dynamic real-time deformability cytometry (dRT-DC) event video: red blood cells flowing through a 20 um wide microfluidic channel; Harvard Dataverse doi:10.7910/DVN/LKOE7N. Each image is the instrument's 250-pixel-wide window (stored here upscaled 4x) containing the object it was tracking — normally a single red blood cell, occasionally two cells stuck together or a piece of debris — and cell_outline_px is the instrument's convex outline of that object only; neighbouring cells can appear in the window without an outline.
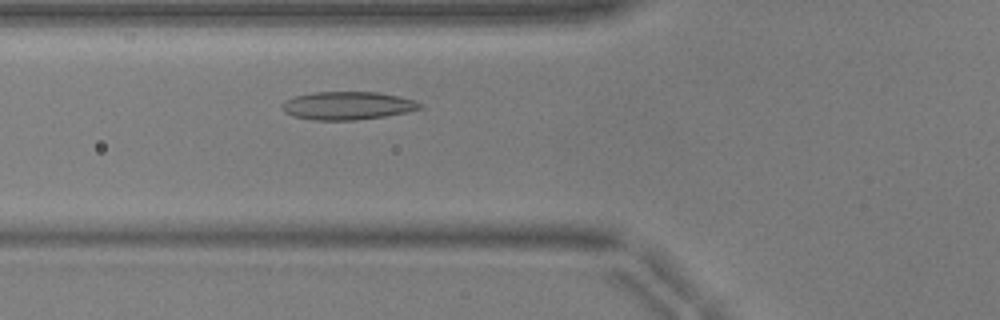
{"species": "common noctule bat (a hibernating species)", "species_latin": "Nyctalus noctula", "temperature_condition": "warm", "stored_images_in_passage": 44, "camera_frame_rate_fps": 3000, "um_per_image_px": 0.085, "animal": {"sex": "male", "body_mass_g": 17.9, "forearm_length_mm": 54.2}, "frame": {"image": 1, "passage_image": 12, "time_ms": 3.667, "image_size_px": [1000, 320], "cell_outline_px": [[424, 108], [384, 116], [356, 120], [312, 120], [292, 116], [284, 112], [280, 104], [284, 100], [292, 96], [312, 92], [376, 92], [400, 96], [416, 100], [424, 104]], "centroid_in_image_um": [29.51, 8.97], "position_along_channel_um": 96.3, "area_um2": 22.89}}
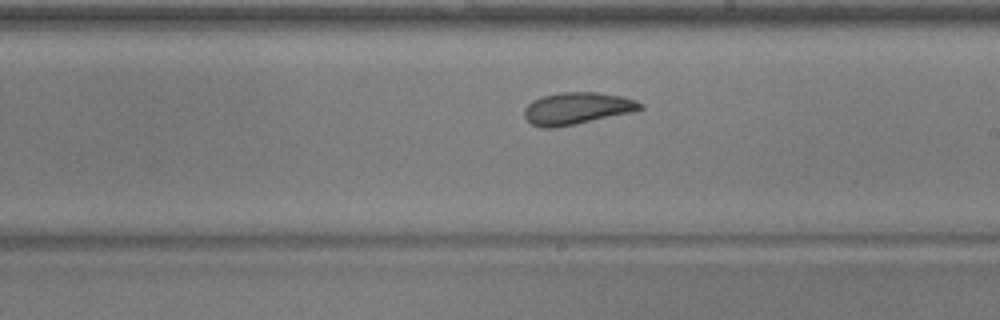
{"frame": {"image": 2, "passage_image": 23, "time_ms": 7.333, "image_size_px": [1000, 320], "cell_outline_px": [[644, 108], [636, 112], [576, 124], [552, 128], [540, 128], [532, 124], [524, 116], [524, 108], [532, 100], [540, 96], [560, 92], [596, 92], [624, 96], [636, 100], [644, 104]], "centroid_in_image_um": [49.08, 9.21], "position_along_channel_um": 239.9, "area_um2": 22.08}}
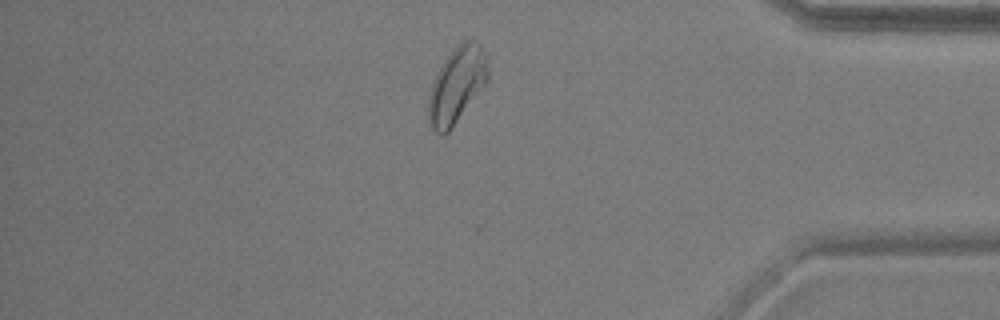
{"frame": {"image": 3, "passage_image": 37, "time_ms": 12.0, "image_size_px": [1000, 320], "cell_outline_px": [[488, 80], [448, 132], [444, 136], [440, 136], [428, 124], [428, 96], [432, 84], [444, 60], [464, 40], [472, 40], [480, 44], [484, 52], [488, 68]], "centroid_in_image_um": [38.8, 7.27], "position_along_channel_um": 396.4, "area_um2": 25.78}, "authors_computed_cell_mechanics": {"area_um2": 22.5998, "velocity_mm_per_s": 3.9141, "shape_relaxation_time_tau1_ms": null, "shape_relaxation_time_tau2_ms": 2.5824, "deformation_change_tau1": null, "deformation_change_tau2": 0.076}}